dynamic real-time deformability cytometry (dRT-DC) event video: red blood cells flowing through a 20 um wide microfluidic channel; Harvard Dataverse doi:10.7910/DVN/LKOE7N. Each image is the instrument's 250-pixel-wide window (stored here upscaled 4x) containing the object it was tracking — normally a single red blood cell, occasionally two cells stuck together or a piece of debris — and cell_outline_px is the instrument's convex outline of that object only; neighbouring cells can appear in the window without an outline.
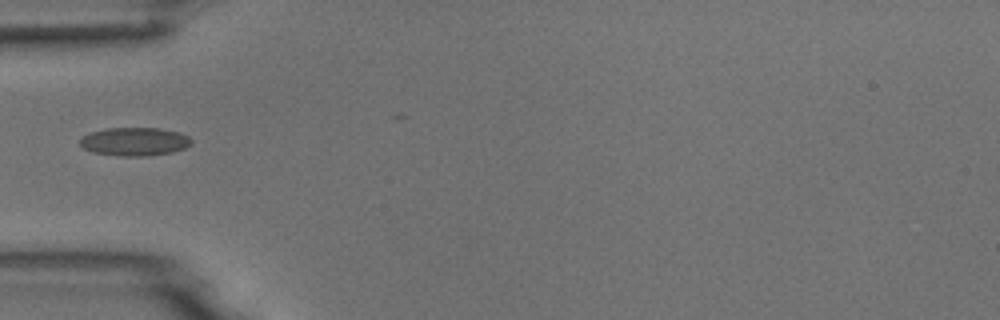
{"species": "common noctule bat (a hibernating species)", "species_latin": "Nyctalus noctula", "temperature_condition": "room temperature", "stored_images_in_passage": 6, "segment_of_instrument_passage": [2, 2], "camera_frame_rate_fps": 3000, "um_per_image_px": 0.085, "animal": {"sex": "male", "body_mass_g": 18.8}, "frame": {"image": 1, "passage_image": 4, "time_ms": 4.333, "image_size_px": [1000, 320], "cell_outline_px": [[192, 144], [184, 148], [172, 152], [148, 156], [120, 156], [96, 152], [84, 148], [80, 144], [80, 140], [84, 136], [92, 132], [104, 128], [156, 128], [180, 132], [188, 136], [192, 140]], "centroid_in_image_um": [11.48, 12.03], "position_along_channel_um": 73.5, "area_um2": 18.26}}